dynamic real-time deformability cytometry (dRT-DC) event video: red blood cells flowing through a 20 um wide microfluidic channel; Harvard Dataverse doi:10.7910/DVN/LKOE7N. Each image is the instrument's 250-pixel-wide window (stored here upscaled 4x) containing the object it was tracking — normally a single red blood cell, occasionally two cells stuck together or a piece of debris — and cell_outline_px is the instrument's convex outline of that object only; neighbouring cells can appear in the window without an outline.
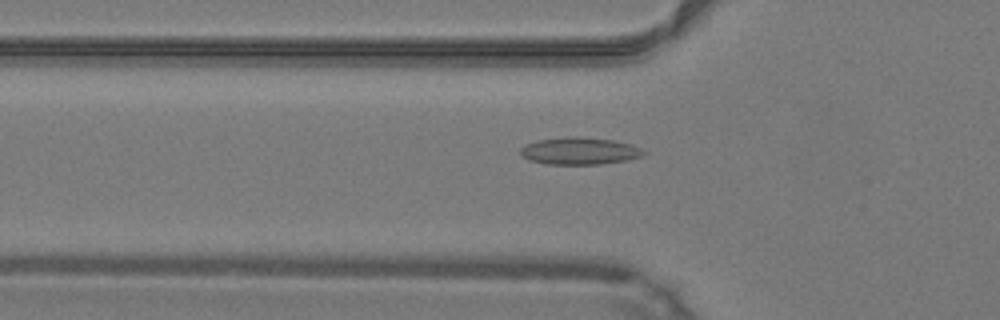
{"species": "common noctule bat (a hibernating species)", "species_latin": "Nyctalus noctula", "temperature_condition": "warm", "stored_images_in_passage": 44, "camera_frame_rate_fps": 3000, "um_per_image_px": 0.085, "animal": {"sex": "male", "body_mass_g": 19.2, "forearm_length_mm": 51.8}, "frame": {"image": 1, "passage_image": 12, "time_ms": 3.667, "image_size_px": [1000, 320], "cell_outline_px": [[648, 152], [644, 156], [628, 160], [600, 164], [544, 164], [528, 160], [520, 156], [520, 148], [524, 144], [536, 140], [568, 136], [580, 136], [612, 140], [632, 144]], "centroid_in_image_um": [49.24, 12.83], "position_along_channel_um": 76.6, "area_um2": 19.94}}
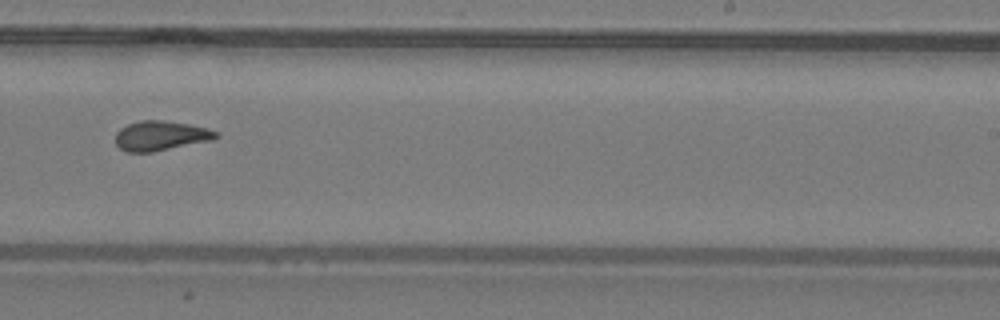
{"frame": {"image": 2, "passage_image": 26, "time_ms": 8.333, "image_size_px": [1000, 320], "cell_outline_px": [[220, 136], [212, 140], [152, 152], [128, 152], [120, 148], [116, 144], [116, 132], [120, 128], [128, 124], [140, 120], [164, 120], [188, 124], [204, 128], [216, 132]], "centroid_in_image_um": [13.63, 11.53], "position_along_channel_um": 275.4, "area_um2": 17.22}}
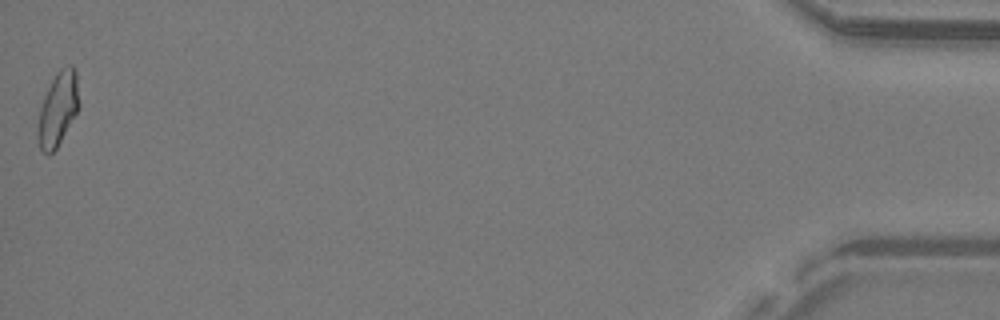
{"frame": {"image": 3, "passage_image": 44, "time_ms": 14.333, "image_size_px": [1000, 320], "cell_outline_px": [[80, 104], [76, 112], [56, 148], [48, 156], [40, 148], [36, 136], [36, 128], [40, 108], [44, 96], [56, 72], [60, 68], [68, 64], [72, 64], [76, 68]], "centroid_in_image_um": [4.91, 9.22], "position_along_channel_um": 430.3, "area_um2": 17.86}, "authors_computed_cell_mechanics": {"area_um2": 17.34, "velocity_mm_per_s": 4.2461, "shape_relaxation_time_tau1_ms": null, "shape_relaxation_time_tau2_ms": 2.0327, "deformation_change_tau1": null, "deformation_change_tau2": 0.0851}}